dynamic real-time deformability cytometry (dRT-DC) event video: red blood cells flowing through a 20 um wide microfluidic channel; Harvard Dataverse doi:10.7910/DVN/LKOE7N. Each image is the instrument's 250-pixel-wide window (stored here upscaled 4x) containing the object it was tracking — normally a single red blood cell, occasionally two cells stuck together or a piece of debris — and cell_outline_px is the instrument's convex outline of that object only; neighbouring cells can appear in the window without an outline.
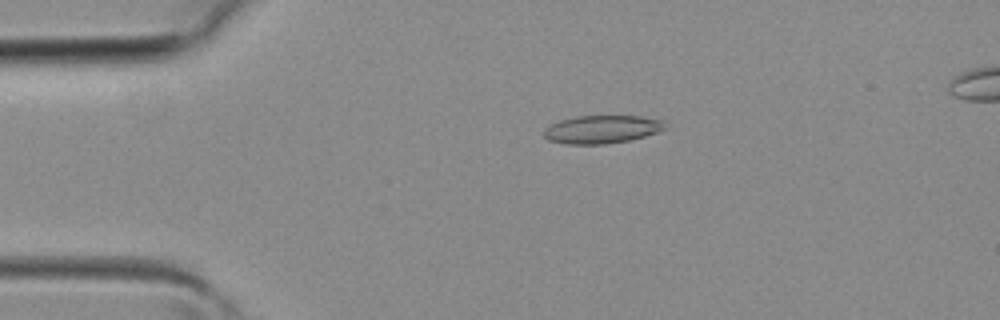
{"species": "common noctule bat (a hibernating species)", "species_latin": "Nyctalus noctula", "temperature_condition": "room temperature", "stored_images_in_passage": 40, "segment_of_instrument_passage": [1, 2], "camera_frame_rate_fps": 3000, "um_per_image_px": 0.085, "animal": {"sex": "female", "body_mass_g": 19.3, "forearm_length_mm": 54.1}, "frame": {"image": 1, "passage_image": 8, "time_ms": 2.333, "image_size_px": [1000, 320], "cell_outline_px": [[664, 128], [656, 132], [644, 136], [628, 140], [604, 144], [564, 144], [548, 140], [544, 136], [544, 128], [560, 120], [576, 116], [640, 116], [664, 120]], "centroid_in_image_um": [51.12, 10.99], "position_along_channel_um": 33.9, "area_um2": 19.65}}
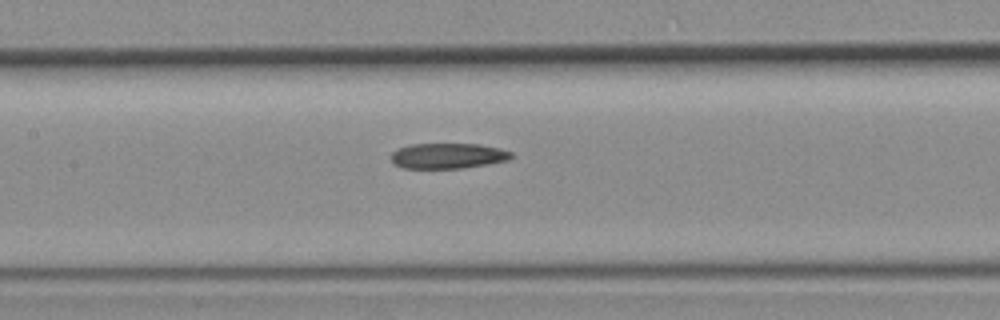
{"frame": {"image": 2, "passage_image": 18, "time_ms": 5.667, "image_size_px": [1000, 320], "cell_outline_px": [[512, 156], [508, 160], [488, 164], [464, 168], [404, 168], [392, 164], [392, 152], [400, 148], [412, 144], [480, 144], [500, 148], [512, 152]], "centroid_in_image_um": [38.09, 13.25], "position_along_channel_um": 169.3, "area_um2": 17.8}}
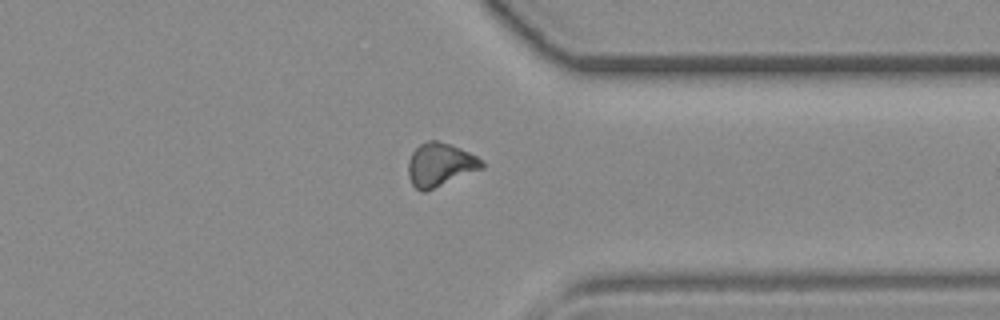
{"frame": {"image": 3, "passage_image": 30, "time_ms": 9.667, "image_size_px": [1000, 320], "cell_outline_px": [[484, 168], [424, 192], [420, 192], [412, 184], [408, 176], [408, 160], [412, 152], [420, 144], [428, 140], [436, 140], [452, 144], [476, 156], [484, 164]], "centroid_in_image_um": [37.38, 13.99], "position_along_channel_um": 374.0, "area_um2": 18.61}}